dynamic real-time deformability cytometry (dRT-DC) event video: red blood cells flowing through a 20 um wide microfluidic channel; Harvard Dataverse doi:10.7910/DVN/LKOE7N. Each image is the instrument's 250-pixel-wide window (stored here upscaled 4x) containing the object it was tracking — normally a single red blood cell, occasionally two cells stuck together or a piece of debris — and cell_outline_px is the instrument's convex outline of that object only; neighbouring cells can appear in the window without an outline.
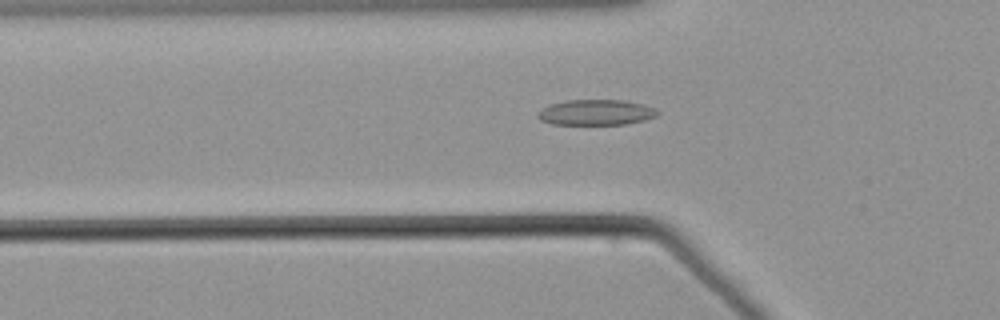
{"species": "common noctule bat (a hibernating species)", "species_latin": "Nyctalus noctula", "temperature_condition": "warm", "stored_images_in_passage": 41, "camera_frame_rate_fps": 3000, "um_per_image_px": 0.085, "animal": {"sex": "male", "body_mass_g": 21.5, "forearm_length_mm": 52.0}, "frame": {"image": 1, "passage_image": 4, "time_ms": 1.0, "image_size_px": [1000, 320], "cell_outline_px": [[660, 112], [656, 116], [644, 120], [628, 124], [552, 124], [540, 120], [536, 116], [536, 112], [540, 108], [548, 104], [564, 100], [624, 100], [644, 104], [656, 108]], "centroid_in_image_um": [50.62, 9.54], "position_along_channel_um": 75.2, "area_um2": 18.15}}
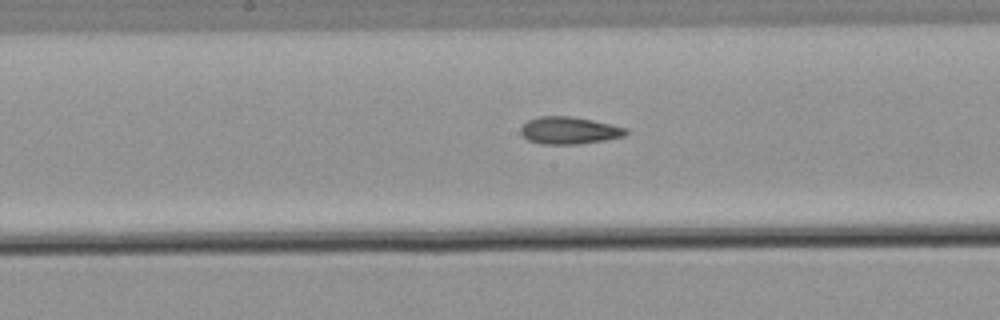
{"frame": {"image": 2, "passage_image": 14, "time_ms": 4.333, "image_size_px": [1000, 320], "cell_outline_px": [[628, 132], [624, 136], [604, 140], [580, 144], [540, 144], [528, 140], [520, 132], [520, 128], [528, 120], [540, 116], [568, 116], [592, 120], [628, 128]], "centroid_in_image_um": [48.37, 11.09], "position_along_channel_um": 199.8, "area_um2": 16.65}}
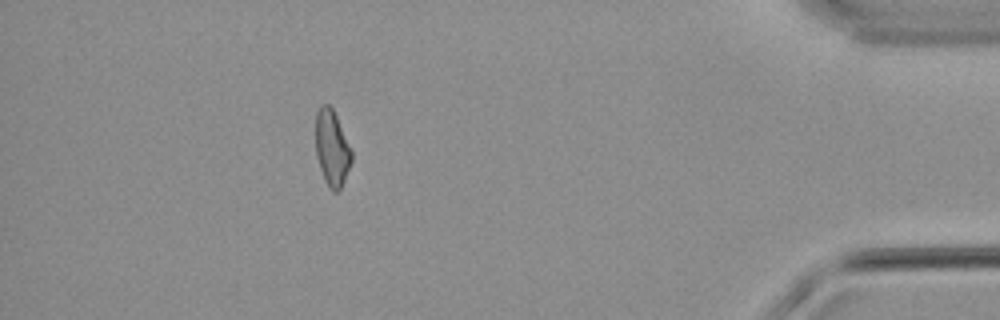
{"frame": {"image": 3, "passage_image": 35, "time_ms": 11.333, "image_size_px": [1000, 320], "cell_outline_px": [[352, 160], [344, 180], [340, 188], [336, 192], [332, 192], [324, 180], [316, 156], [316, 112], [320, 104], [328, 104], [332, 108], [352, 148]], "centroid_in_image_um": [28.21, 12.58], "position_along_channel_um": 407.0, "area_um2": 15.95}}